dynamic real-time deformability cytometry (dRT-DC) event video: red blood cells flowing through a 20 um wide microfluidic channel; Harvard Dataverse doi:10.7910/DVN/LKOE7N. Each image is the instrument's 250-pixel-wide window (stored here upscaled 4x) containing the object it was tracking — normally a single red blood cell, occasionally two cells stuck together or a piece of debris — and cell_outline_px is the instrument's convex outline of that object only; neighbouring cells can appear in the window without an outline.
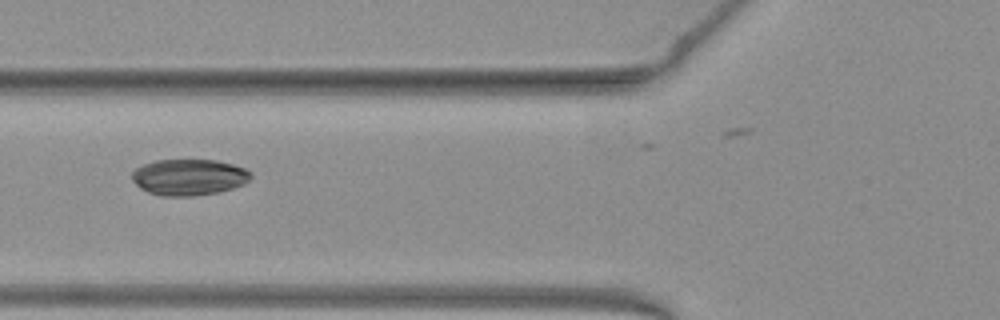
{"species": "common noctule bat (a hibernating species)", "species_latin": "Nyctalus noctula", "temperature_condition": "warm", "stored_images_in_passage": 28, "camera_frame_rate_fps": 3000, "um_per_image_px": 0.085, "animal": {"sex": "female", "body_mass_g": 19.3, "forearm_length_mm": 54.1}, "frame": {"image": 1, "passage_image": 3, "time_ms": 0.667, "image_size_px": [1000, 320], "cell_outline_px": [[252, 176], [244, 184], [220, 192], [192, 196], [160, 196], [148, 192], [140, 188], [132, 180], [132, 172], [136, 168], [144, 164], [156, 160], [216, 160], [232, 164], [244, 168], [252, 172]], "centroid_in_image_um": [16.06, 15.06], "position_along_channel_um": 109.7, "area_um2": 25.14}}
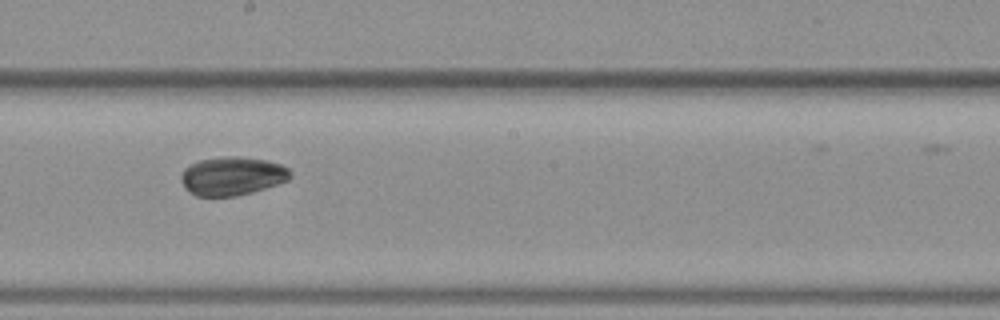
{"frame": {"image": 2, "passage_image": 12, "time_ms": 3.667, "image_size_px": [1000, 320], "cell_outline_px": [[292, 176], [288, 180], [252, 192], [236, 196], [196, 196], [188, 192], [184, 188], [180, 180], [180, 172], [188, 164], [200, 160], [224, 156], [236, 156], [268, 160], [280, 164], [288, 168], [292, 172]], "centroid_in_image_um": [19.69, 14.96], "position_along_channel_um": 228.5, "area_um2": 24.85}}
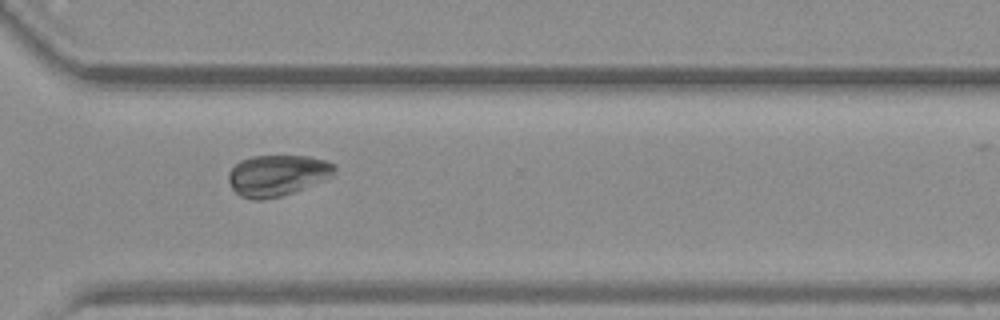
{"frame": {"image": 3, "passage_image": 21, "time_ms": 6.667, "image_size_px": [1000, 320], "cell_outline_px": [[336, 176], [292, 192], [280, 196], [264, 200], [252, 200], [240, 196], [232, 188], [228, 180], [228, 172], [240, 160], [252, 156], [308, 156], [324, 160], [336, 164]], "centroid_in_image_um": [23.59, 14.9], "position_along_channel_um": 347.0, "area_um2": 25.61}, "authors_computed_cell_mechanics": {"area_um2": 24.9985, "velocity_mm_per_s": 3.9466, "shape_relaxation_time_tau1_ms": 7.2343, "shape_relaxation_time_tau2_ms": 4.1844, "deformation_change_tau1": 0.1109, "deformation_change_tau2": 0.0367}}